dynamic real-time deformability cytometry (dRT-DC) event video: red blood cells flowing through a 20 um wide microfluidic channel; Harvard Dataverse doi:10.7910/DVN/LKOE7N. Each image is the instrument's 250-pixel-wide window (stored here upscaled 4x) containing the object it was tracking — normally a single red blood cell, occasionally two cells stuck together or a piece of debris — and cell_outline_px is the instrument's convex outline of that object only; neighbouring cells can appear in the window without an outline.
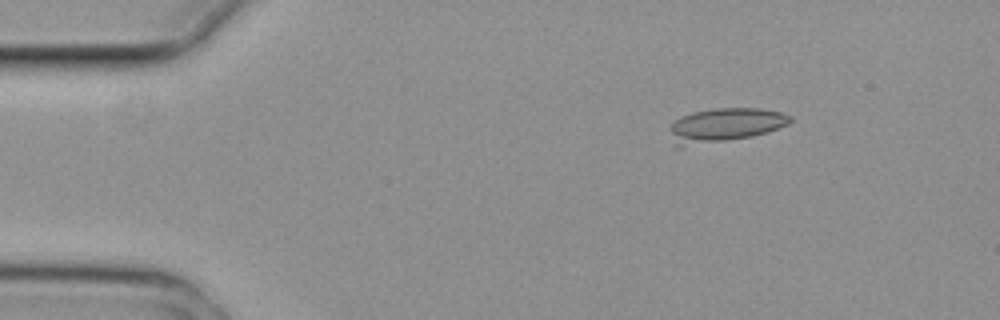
{"species": "common noctule bat (a hibernating species)", "species_latin": "Nyctalus noctula", "temperature_condition": "cold", "stored_images_in_passage": 4, "camera_frame_rate_fps": 3000, "um_per_image_px": 0.085, "animal": {"sex": "female", "body_mass_g": 29.2, "forearm_length_mm": 56.3}, "frame": {"image": 1, "passage_image": 2, "time_ms": 0.333, "image_size_px": [1000, 320], "cell_outline_px": [[792, 120], [788, 124], [768, 132], [752, 136], [680, 148], [676, 148], [668, 128], [676, 120], [692, 112], [716, 108], [760, 108], [780, 112], [792, 116]], "centroid_in_image_um": [61.59, 10.64], "position_along_channel_um": 23.4, "area_um2": 23.87}}